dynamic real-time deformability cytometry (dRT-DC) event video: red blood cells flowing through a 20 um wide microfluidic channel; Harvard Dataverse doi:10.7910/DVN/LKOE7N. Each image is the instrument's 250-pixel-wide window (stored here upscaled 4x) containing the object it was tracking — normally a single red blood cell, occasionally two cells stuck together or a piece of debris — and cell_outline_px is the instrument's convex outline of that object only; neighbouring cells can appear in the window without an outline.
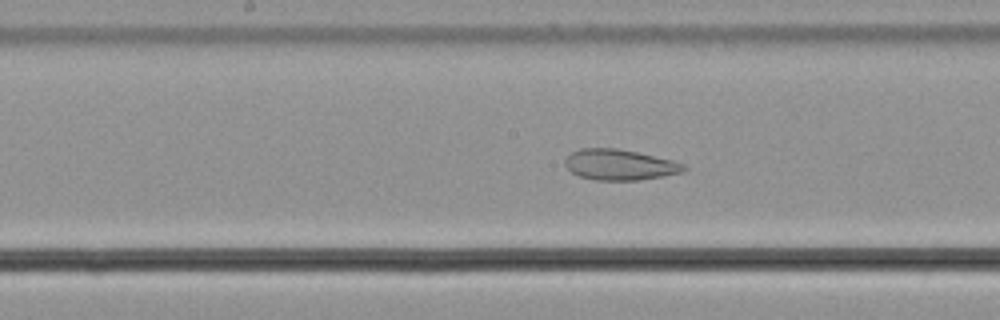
{"species": "common noctule bat (a hibernating species)", "species_latin": "Nyctalus noctula", "temperature_condition": "cold", "stored_images_in_passage": 56, "camera_frame_rate_fps": 3000, "um_per_image_px": 0.085, "animal": {"sex": "male", "body_mass_g": 21.5, "forearm_length_mm": 52.0}, "frame": {"image": 1, "passage_image": 29, "time_ms": 9.333, "image_size_px": [1000, 320], "cell_outline_px": [[688, 168], [684, 172], [664, 176], [640, 180], [596, 180], [580, 176], [572, 172], [564, 164], [564, 160], [572, 152], [580, 148], [616, 148], [636, 152], [672, 160], [684, 164]], "centroid_in_image_um": [52.69, 14.0], "position_along_channel_um": 195.5, "area_um2": 21.21}}
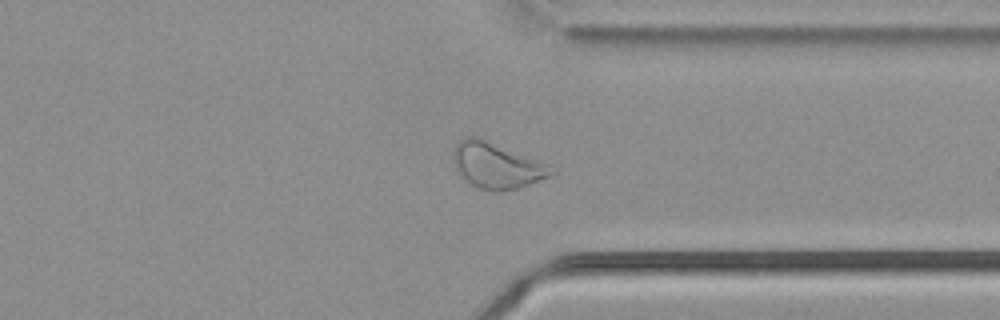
{"frame": {"image": 2, "passage_image": 43, "time_ms": 14.0, "image_size_px": [1000, 320], "cell_outline_px": [[556, 172], [548, 176], [528, 184], [516, 188], [500, 192], [492, 192], [476, 188], [464, 180], [456, 168], [452, 160], [452, 152], [456, 144], [460, 140], [468, 136], [472, 136], [484, 140], [536, 160], [556, 168]], "centroid_in_image_um": [42.15, 14.11], "position_along_channel_um": 369.2, "area_um2": 25.66}}
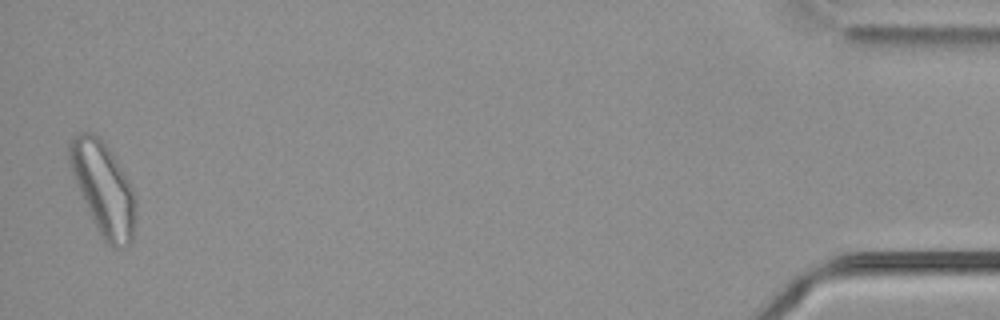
{"frame": {"image": 3, "passage_image": 55, "time_ms": 18.0, "image_size_px": [1000, 320], "cell_outline_px": [[136, 212], [132, 240], [128, 244], [116, 248], [112, 248], [104, 244], [80, 192], [72, 172], [68, 160], [68, 144], [72, 136], [80, 132], [92, 132], [108, 148], [116, 160], [128, 180], [136, 196]], "centroid_in_image_um": [8.78, 16.05], "position_along_channel_um": 426.4, "area_um2": 35.43}}